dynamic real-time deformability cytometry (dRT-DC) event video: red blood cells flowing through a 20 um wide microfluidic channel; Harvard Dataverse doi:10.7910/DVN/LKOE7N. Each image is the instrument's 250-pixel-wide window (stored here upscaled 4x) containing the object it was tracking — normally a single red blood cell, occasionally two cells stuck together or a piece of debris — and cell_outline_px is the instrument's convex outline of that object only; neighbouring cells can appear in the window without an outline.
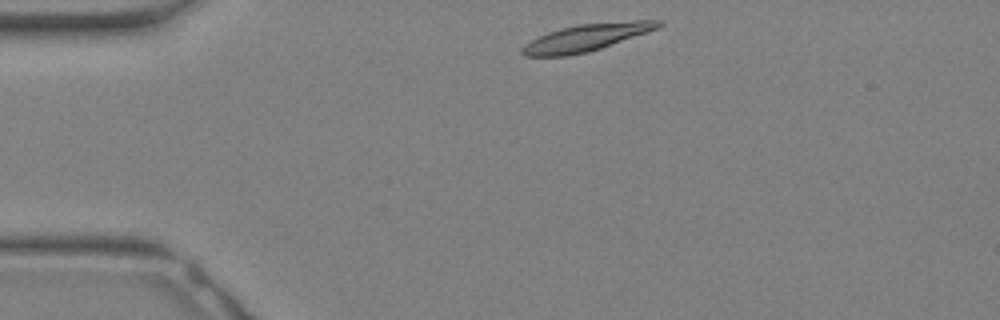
{"species": "Egyptian fruit bat (a non-hibernating species)", "species_latin": "Rousettus aegyptiacus", "temperature_condition": "warm", "stored_images_in_passage": 18, "camera_frame_rate_fps": 3000, "um_per_image_px": 0.085, "animal": {"sex": "female"}, "frame": {"image": 1, "passage_image": 1, "time_ms": 0.0, "image_size_px": [1000, 320], "cell_outline_px": [[664, 24], [648, 32], [588, 52], [568, 56], [524, 56], [520, 52], [520, 48], [524, 44], [548, 32], [560, 28], [580, 24], [636, 20], [660, 20]], "centroid_in_image_um": [49.81, 3.2], "position_along_channel_um": 35.2, "area_um2": 21.33}}
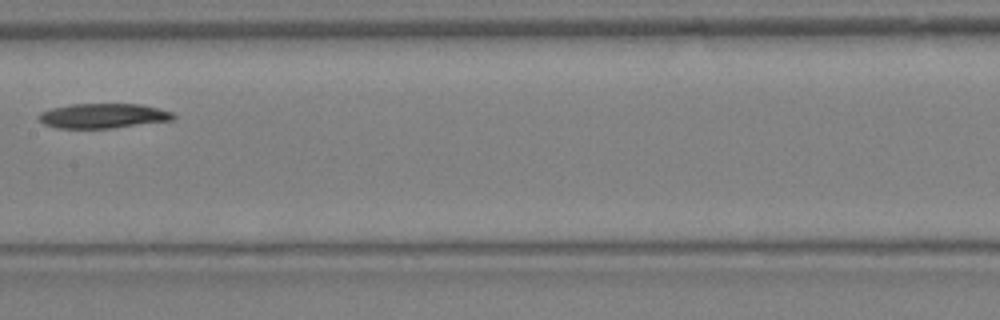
{"frame": {"image": 2, "passage_image": 11, "time_ms": 3.333, "image_size_px": [1000, 320], "cell_outline_px": [[176, 116], [172, 120], [112, 128], [56, 128], [44, 124], [36, 116], [40, 112], [52, 108], [72, 104], [140, 104], [172, 112]], "centroid_in_image_um": [8.73, 9.85], "position_along_channel_um": 198.7, "area_um2": 19.31}}
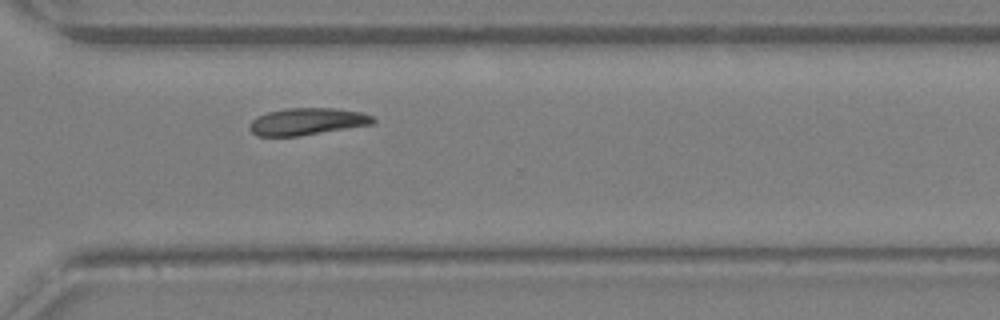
{"frame": {"image": 3, "passage_image": 18, "time_ms": 5.667, "image_size_px": [1000, 320], "cell_outline_px": [[376, 120], [372, 124], [300, 136], [256, 136], [248, 128], [248, 124], [256, 116], [268, 112], [288, 108], [336, 108], [360, 112], [372, 116]], "centroid_in_image_um": [26.06, 10.33], "position_along_channel_um": 344.5, "area_um2": 19.48}}